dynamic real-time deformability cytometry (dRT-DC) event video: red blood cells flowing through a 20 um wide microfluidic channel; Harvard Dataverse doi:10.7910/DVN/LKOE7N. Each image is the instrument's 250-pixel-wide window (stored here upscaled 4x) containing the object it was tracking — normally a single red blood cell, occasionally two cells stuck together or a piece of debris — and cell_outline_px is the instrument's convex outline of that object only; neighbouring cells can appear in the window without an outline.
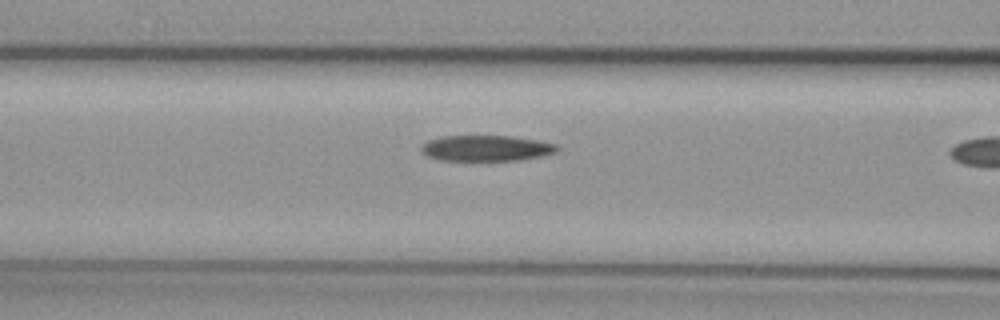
{"species": "common noctule bat (a hibernating species)", "species_latin": "Nyctalus noctula", "temperature_condition": "cold", "stored_images_in_passage": 7, "camera_frame_rate_fps": 3000, "um_per_image_px": 0.085, "animal": {"sex": "female", "body_mass_g": 29.2, "forearm_length_mm": 56.3}, "frame": {"image": 1, "passage_image": 7, "time_ms": 7.0, "image_size_px": [1000, 320], "cell_outline_px": [[560, 148], [556, 152], [540, 156], [520, 160], [440, 160], [428, 156], [420, 152], [420, 144], [428, 140], [440, 136], [512, 136], [536, 140], [556, 144]], "centroid_in_image_um": [41.28, 12.59], "position_along_channel_um": 125.3, "area_um2": 20.46}}